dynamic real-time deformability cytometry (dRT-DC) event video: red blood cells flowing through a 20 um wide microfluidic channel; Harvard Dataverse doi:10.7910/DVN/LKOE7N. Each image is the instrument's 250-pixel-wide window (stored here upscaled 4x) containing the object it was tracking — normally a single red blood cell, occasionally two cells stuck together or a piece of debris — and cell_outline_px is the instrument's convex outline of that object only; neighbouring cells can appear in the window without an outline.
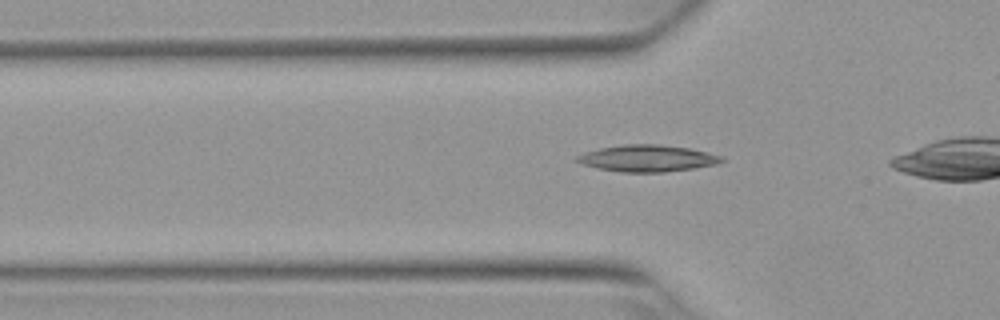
{"species": "Egyptian fruit bat (a non-hibernating species)", "species_latin": "Rousettus aegyptiacus", "temperature_condition": "warm", "stored_images_in_passage": 33, "camera_frame_rate_fps": 3000, "um_per_image_px": 0.085, "animal": {"sex": "female"}, "frame": {"image": 1, "passage_image": 8, "time_ms": 2.333, "image_size_px": [1000, 320], "cell_outline_px": [[724, 160], [716, 164], [696, 168], [664, 172], [620, 172], [596, 168], [580, 164], [572, 160], [576, 156], [584, 152], [600, 148], [624, 144], [660, 144], [688, 148], [708, 152], [720, 156]], "centroid_in_image_um": [54.96, 13.46], "position_along_channel_um": 70.8, "area_um2": 22.66}}
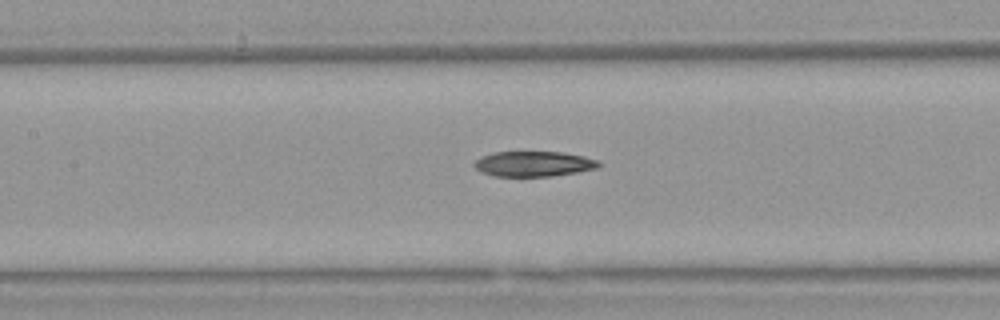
{"frame": {"image": 2, "passage_image": 15, "time_ms": 4.667, "image_size_px": [1000, 320], "cell_outline_px": [[600, 164], [596, 168], [576, 172], [552, 176], [492, 176], [480, 172], [472, 164], [480, 156], [492, 152], [560, 152], [584, 156], [596, 160]], "centroid_in_image_um": [45.28, 13.93], "position_along_channel_um": 162.1, "area_um2": 18.26}}
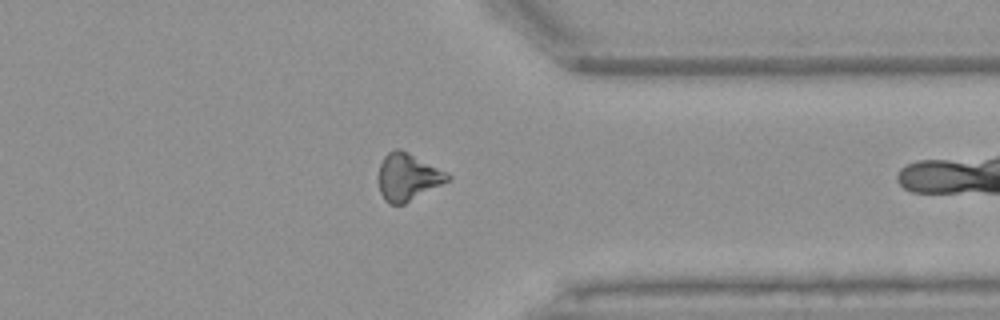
{"frame": {"image": 3, "passage_image": 32, "time_ms": 10.333, "image_size_px": [1000, 320], "cell_outline_px": [[452, 176], [448, 180], [404, 204], [388, 204], [384, 200], [380, 192], [380, 164], [384, 156], [388, 152], [396, 148], [400, 148], [408, 152]], "centroid_in_image_um": [34.62, 15.04], "position_along_channel_um": 376.8, "area_um2": 18.44}}